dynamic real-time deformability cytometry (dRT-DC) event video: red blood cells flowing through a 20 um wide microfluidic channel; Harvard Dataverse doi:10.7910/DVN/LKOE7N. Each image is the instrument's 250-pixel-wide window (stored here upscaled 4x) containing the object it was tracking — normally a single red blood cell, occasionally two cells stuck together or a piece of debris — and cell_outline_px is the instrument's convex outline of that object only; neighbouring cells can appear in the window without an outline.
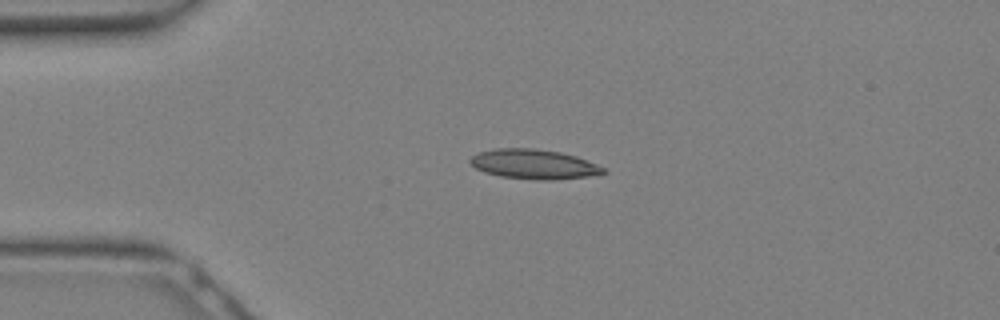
{"species": "Egyptian fruit bat (a non-hibernating species)", "species_latin": "Rousettus aegyptiacus", "temperature_condition": "warm", "stored_images_in_passage": 6, "camera_frame_rate_fps": 3000, "um_per_image_px": 0.085, "animal": {"sex": "female"}, "frame": {"image": 1, "passage_image": 2, "time_ms": 0.333, "image_size_px": [1000, 320], "cell_outline_px": [[608, 172], [588, 176], [552, 180], [536, 180], [500, 176], [484, 172], [476, 168], [468, 160], [472, 156], [480, 152], [496, 148], [536, 148], [560, 152], [576, 156], [596, 164], [604, 168]], "centroid_in_image_um": [45.37, 13.95], "position_along_channel_um": 39.6, "area_um2": 22.95}}
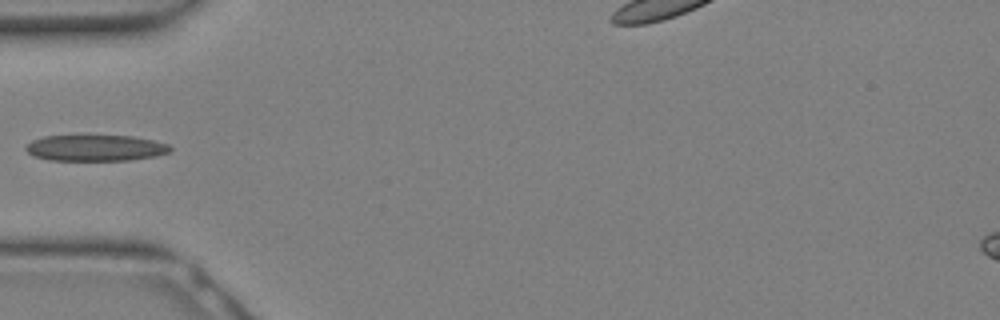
{"frame": {"image": 2, "passage_image": 5, "time_ms": 1.333, "image_size_px": [1000, 320], "cell_outline_px": [[172, 152], [156, 156], [128, 160], [52, 160], [36, 156], [28, 152], [24, 148], [32, 140], [44, 136], [132, 136], [152, 140], [168, 144], [172, 148]], "centroid_in_image_um": [8.16, 12.57], "position_along_channel_um": 76.8, "area_um2": 21.79}}